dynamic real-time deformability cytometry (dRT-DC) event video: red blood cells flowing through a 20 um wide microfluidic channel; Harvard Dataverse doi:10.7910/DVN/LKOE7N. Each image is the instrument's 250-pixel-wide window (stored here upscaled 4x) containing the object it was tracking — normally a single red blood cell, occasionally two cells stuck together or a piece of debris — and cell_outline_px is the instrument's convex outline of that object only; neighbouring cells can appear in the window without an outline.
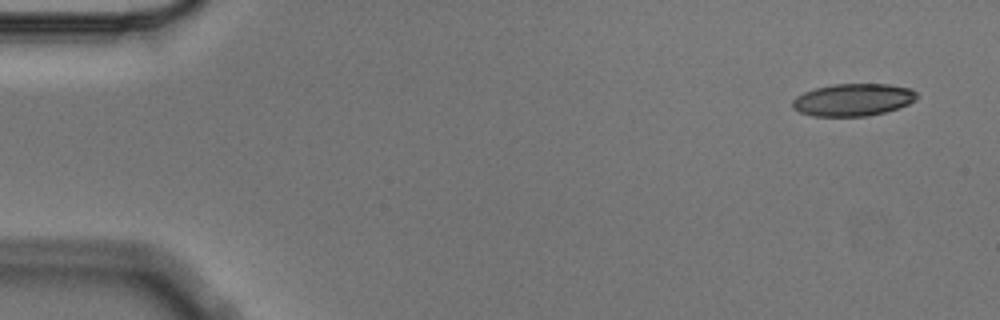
{"species": "Egyptian fruit bat (a non-hibernating species)", "species_latin": "Rousettus aegyptiacus", "temperature_condition": "cold", "stored_images_in_passage": 9, "camera_frame_rate_fps": 3000, "um_per_image_px": 0.085, "animal": {"sex": "male"}, "frame": {"image": 1, "passage_image": 1, "time_ms": 0.0, "image_size_px": [1000, 320], "cell_outline_px": [[916, 100], [908, 104], [884, 112], [868, 116], [812, 116], [800, 112], [792, 108], [792, 100], [796, 96], [804, 92], [816, 88], [832, 84], [888, 84], [912, 88], [916, 92]], "centroid_in_image_um": [72.5, 8.48], "position_along_channel_um": 12.5, "area_um2": 23.47}}
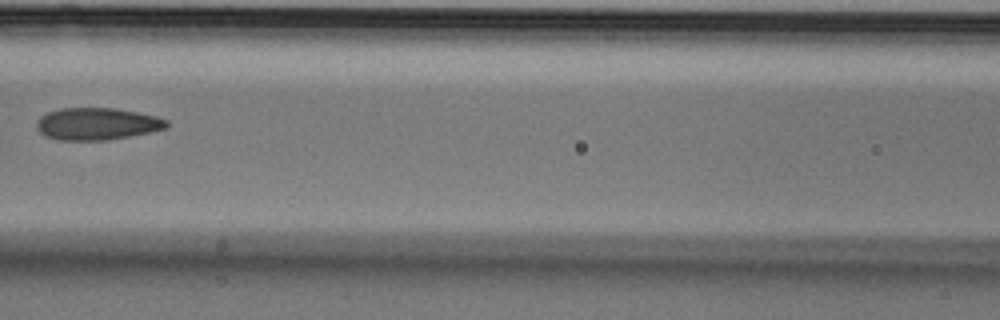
{"frame": {"image": 2, "passage_image": 7, "time_ms": 2.0, "image_size_px": [1000, 320], "cell_outline_px": [[168, 128], [108, 140], [56, 140], [44, 136], [36, 128], [36, 120], [40, 116], [48, 112], [60, 108], [116, 108], [156, 116], [168, 120]], "centroid_in_image_um": [8.21, 10.53], "position_along_channel_um": 158.4, "area_um2": 24.45}}
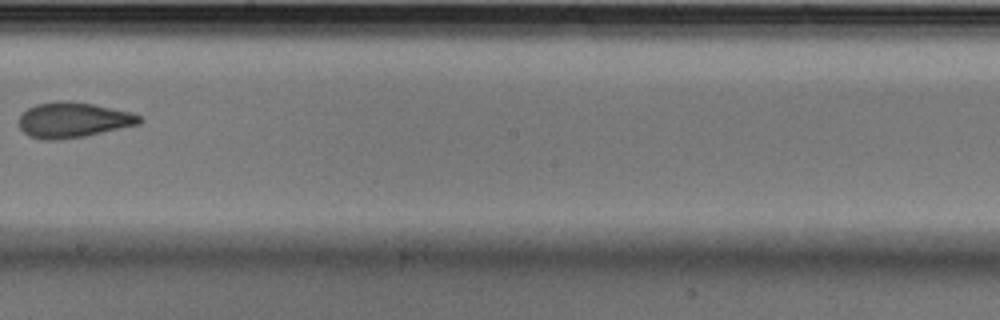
{"frame": {"image": 3, "passage_image": 9, "time_ms": 2.667, "image_size_px": [1000, 320], "cell_outline_px": [[144, 120], [140, 124], [84, 136], [60, 140], [44, 140], [28, 136], [20, 128], [20, 116], [28, 108], [36, 104], [60, 100], [92, 104], [132, 112], [140, 116]], "centroid_in_image_um": [6.23, 10.2], "position_along_channel_um": 242.0, "area_um2": 24.74}}